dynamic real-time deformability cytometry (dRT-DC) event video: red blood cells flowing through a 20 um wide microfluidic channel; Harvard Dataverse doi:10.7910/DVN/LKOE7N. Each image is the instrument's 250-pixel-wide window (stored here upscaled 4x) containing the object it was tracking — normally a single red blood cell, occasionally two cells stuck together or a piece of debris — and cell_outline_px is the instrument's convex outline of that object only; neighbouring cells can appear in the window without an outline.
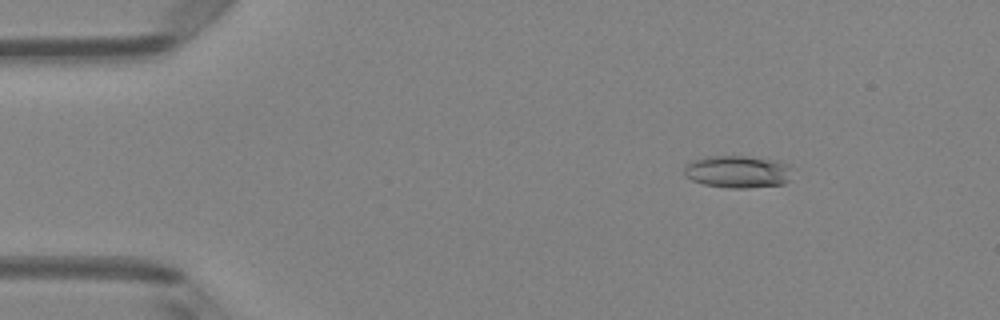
{"species": "Egyptian fruit bat (a non-hibernating species)", "species_latin": "Rousettus aegyptiacus", "temperature_condition": "room temperature", "stored_images_in_passage": 49, "camera_frame_rate_fps": 3000, "um_per_image_px": 0.085, "animal": {"sex": "female"}, "frame": {"image": 1, "passage_image": 7, "time_ms": 2.0, "image_size_px": [1000, 320], "cell_outline_px": [[792, 168], [788, 180], [784, 184], [748, 188], [728, 188], [704, 184], [692, 180], [684, 176], [684, 168], [692, 160], [704, 156], [748, 156], [772, 160], [788, 164]], "centroid_in_image_um": [62.68, 14.59], "position_along_channel_um": 22.3, "area_um2": 20.46}}
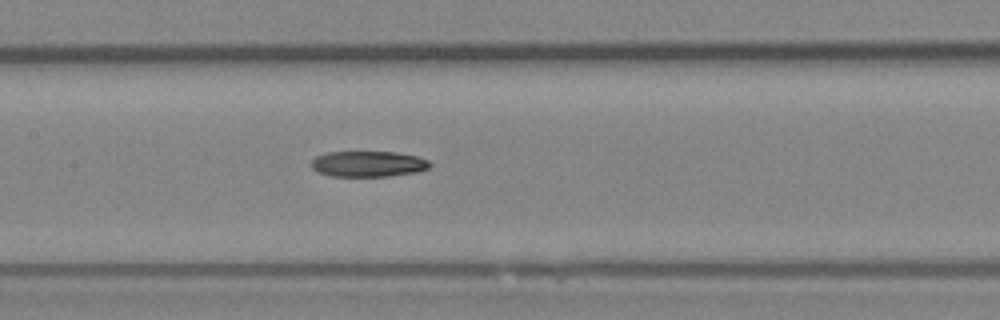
{"frame": {"image": 2, "passage_image": 24, "time_ms": 7.667, "image_size_px": [1000, 320], "cell_outline_px": [[432, 164], [428, 168], [420, 172], [388, 176], [332, 176], [320, 172], [312, 168], [312, 160], [316, 156], [328, 152], [396, 152], [416, 156], [428, 160]], "centroid_in_image_um": [31.34, 13.93], "position_along_channel_um": 176.1, "area_um2": 17.74}}
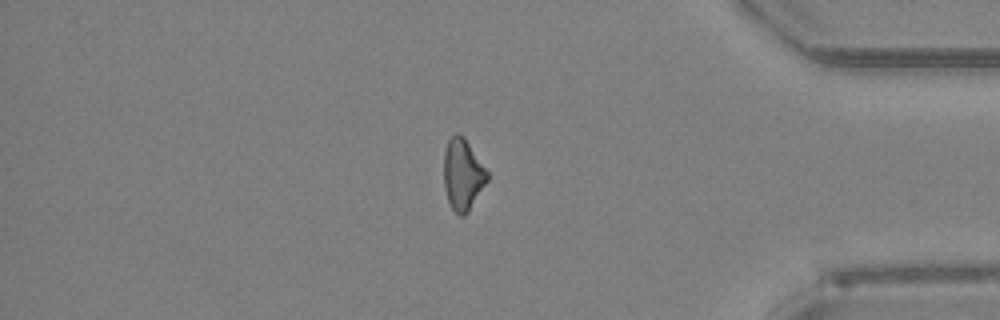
{"frame": {"image": 3, "passage_image": 42, "time_ms": 13.667, "image_size_px": [1000, 320], "cell_outline_px": [[488, 180], [468, 212], [464, 216], [460, 216], [452, 208], [448, 200], [444, 188], [444, 152], [448, 140], [456, 132], [460, 132], [464, 136], [488, 172]], "centroid_in_image_um": [39.33, 14.81], "position_along_channel_um": 395.9, "area_um2": 18.03}}